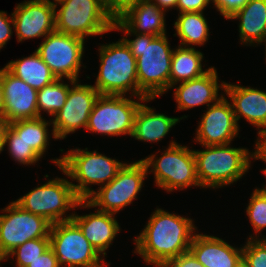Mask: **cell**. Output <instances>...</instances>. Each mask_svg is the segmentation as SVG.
<instances>
[{
	"mask_svg": "<svg viewBox=\"0 0 266 267\" xmlns=\"http://www.w3.org/2000/svg\"><path fill=\"white\" fill-rule=\"evenodd\" d=\"M242 258L250 267H266V238L259 239L257 234L249 237L242 247Z\"/></svg>",
	"mask_w": 266,
	"mask_h": 267,
	"instance_id": "obj_32",
	"label": "cell"
},
{
	"mask_svg": "<svg viewBox=\"0 0 266 267\" xmlns=\"http://www.w3.org/2000/svg\"><path fill=\"white\" fill-rule=\"evenodd\" d=\"M230 144L204 146L193 150L200 187L221 188L238 181L250 168V152Z\"/></svg>",
	"mask_w": 266,
	"mask_h": 267,
	"instance_id": "obj_5",
	"label": "cell"
},
{
	"mask_svg": "<svg viewBox=\"0 0 266 267\" xmlns=\"http://www.w3.org/2000/svg\"><path fill=\"white\" fill-rule=\"evenodd\" d=\"M49 238L60 267H104L103 257L73 220L52 224Z\"/></svg>",
	"mask_w": 266,
	"mask_h": 267,
	"instance_id": "obj_11",
	"label": "cell"
},
{
	"mask_svg": "<svg viewBox=\"0 0 266 267\" xmlns=\"http://www.w3.org/2000/svg\"><path fill=\"white\" fill-rule=\"evenodd\" d=\"M5 145L8 146L12 158L20 164L33 165L41 158L10 126L5 132L3 146Z\"/></svg>",
	"mask_w": 266,
	"mask_h": 267,
	"instance_id": "obj_30",
	"label": "cell"
},
{
	"mask_svg": "<svg viewBox=\"0 0 266 267\" xmlns=\"http://www.w3.org/2000/svg\"><path fill=\"white\" fill-rule=\"evenodd\" d=\"M196 229L191 218L157 208L134 239V252L141 255L147 264L164 267L173 258L189 251Z\"/></svg>",
	"mask_w": 266,
	"mask_h": 267,
	"instance_id": "obj_1",
	"label": "cell"
},
{
	"mask_svg": "<svg viewBox=\"0 0 266 267\" xmlns=\"http://www.w3.org/2000/svg\"><path fill=\"white\" fill-rule=\"evenodd\" d=\"M255 152L250 153V158L260 159L266 163V133H258V138L255 143ZM266 176V168L263 170Z\"/></svg>",
	"mask_w": 266,
	"mask_h": 267,
	"instance_id": "obj_39",
	"label": "cell"
},
{
	"mask_svg": "<svg viewBox=\"0 0 266 267\" xmlns=\"http://www.w3.org/2000/svg\"><path fill=\"white\" fill-rule=\"evenodd\" d=\"M184 117H168L163 113H155L153 108L141 104L138 108L131 137L140 141L158 142L164 138L170 129Z\"/></svg>",
	"mask_w": 266,
	"mask_h": 267,
	"instance_id": "obj_23",
	"label": "cell"
},
{
	"mask_svg": "<svg viewBox=\"0 0 266 267\" xmlns=\"http://www.w3.org/2000/svg\"><path fill=\"white\" fill-rule=\"evenodd\" d=\"M246 214L255 233H260L266 227V200L256 189L250 198Z\"/></svg>",
	"mask_w": 266,
	"mask_h": 267,
	"instance_id": "obj_33",
	"label": "cell"
},
{
	"mask_svg": "<svg viewBox=\"0 0 266 267\" xmlns=\"http://www.w3.org/2000/svg\"><path fill=\"white\" fill-rule=\"evenodd\" d=\"M85 39L54 31L36 49L57 79L78 81Z\"/></svg>",
	"mask_w": 266,
	"mask_h": 267,
	"instance_id": "obj_13",
	"label": "cell"
},
{
	"mask_svg": "<svg viewBox=\"0 0 266 267\" xmlns=\"http://www.w3.org/2000/svg\"><path fill=\"white\" fill-rule=\"evenodd\" d=\"M154 3L157 7L166 12L167 9L176 8L178 0H149Z\"/></svg>",
	"mask_w": 266,
	"mask_h": 267,
	"instance_id": "obj_41",
	"label": "cell"
},
{
	"mask_svg": "<svg viewBox=\"0 0 266 267\" xmlns=\"http://www.w3.org/2000/svg\"><path fill=\"white\" fill-rule=\"evenodd\" d=\"M235 267H250L247 262L242 258Z\"/></svg>",
	"mask_w": 266,
	"mask_h": 267,
	"instance_id": "obj_44",
	"label": "cell"
},
{
	"mask_svg": "<svg viewBox=\"0 0 266 267\" xmlns=\"http://www.w3.org/2000/svg\"><path fill=\"white\" fill-rule=\"evenodd\" d=\"M239 19L241 43H262L266 35V0H249L246 5L229 18Z\"/></svg>",
	"mask_w": 266,
	"mask_h": 267,
	"instance_id": "obj_24",
	"label": "cell"
},
{
	"mask_svg": "<svg viewBox=\"0 0 266 267\" xmlns=\"http://www.w3.org/2000/svg\"><path fill=\"white\" fill-rule=\"evenodd\" d=\"M212 0H178L176 9L179 13L203 12Z\"/></svg>",
	"mask_w": 266,
	"mask_h": 267,
	"instance_id": "obj_36",
	"label": "cell"
},
{
	"mask_svg": "<svg viewBox=\"0 0 266 267\" xmlns=\"http://www.w3.org/2000/svg\"><path fill=\"white\" fill-rule=\"evenodd\" d=\"M256 190L264 197V199L266 200V186L264 187L263 186V188L262 189H258V188H256Z\"/></svg>",
	"mask_w": 266,
	"mask_h": 267,
	"instance_id": "obj_45",
	"label": "cell"
},
{
	"mask_svg": "<svg viewBox=\"0 0 266 267\" xmlns=\"http://www.w3.org/2000/svg\"><path fill=\"white\" fill-rule=\"evenodd\" d=\"M3 86V117L8 123L38 118L37 90L15 77L5 67L0 69Z\"/></svg>",
	"mask_w": 266,
	"mask_h": 267,
	"instance_id": "obj_17",
	"label": "cell"
},
{
	"mask_svg": "<svg viewBox=\"0 0 266 267\" xmlns=\"http://www.w3.org/2000/svg\"><path fill=\"white\" fill-rule=\"evenodd\" d=\"M138 101L124 95H99L90 113L86 130L109 136L132 135L134 118L140 101L153 98H138Z\"/></svg>",
	"mask_w": 266,
	"mask_h": 267,
	"instance_id": "obj_10",
	"label": "cell"
},
{
	"mask_svg": "<svg viewBox=\"0 0 266 267\" xmlns=\"http://www.w3.org/2000/svg\"><path fill=\"white\" fill-rule=\"evenodd\" d=\"M224 92L232 101L237 122L242 116L258 133H266V92L230 83H225Z\"/></svg>",
	"mask_w": 266,
	"mask_h": 267,
	"instance_id": "obj_18",
	"label": "cell"
},
{
	"mask_svg": "<svg viewBox=\"0 0 266 267\" xmlns=\"http://www.w3.org/2000/svg\"><path fill=\"white\" fill-rule=\"evenodd\" d=\"M248 1L249 0H212L214 6L226 19L246 5Z\"/></svg>",
	"mask_w": 266,
	"mask_h": 267,
	"instance_id": "obj_34",
	"label": "cell"
},
{
	"mask_svg": "<svg viewBox=\"0 0 266 267\" xmlns=\"http://www.w3.org/2000/svg\"><path fill=\"white\" fill-rule=\"evenodd\" d=\"M262 42H265V43H266V35H265L264 40H263ZM265 46H266V44H265ZM265 48H266V47H265ZM265 51H266V50H265ZM265 55H266V52H265Z\"/></svg>",
	"mask_w": 266,
	"mask_h": 267,
	"instance_id": "obj_48",
	"label": "cell"
},
{
	"mask_svg": "<svg viewBox=\"0 0 266 267\" xmlns=\"http://www.w3.org/2000/svg\"><path fill=\"white\" fill-rule=\"evenodd\" d=\"M0 215V257L7 255L28 240L49 238L51 223L36 214L23 210L14 201Z\"/></svg>",
	"mask_w": 266,
	"mask_h": 267,
	"instance_id": "obj_12",
	"label": "cell"
},
{
	"mask_svg": "<svg viewBox=\"0 0 266 267\" xmlns=\"http://www.w3.org/2000/svg\"><path fill=\"white\" fill-rule=\"evenodd\" d=\"M4 111V95H3V86L0 79V116H3Z\"/></svg>",
	"mask_w": 266,
	"mask_h": 267,
	"instance_id": "obj_43",
	"label": "cell"
},
{
	"mask_svg": "<svg viewBox=\"0 0 266 267\" xmlns=\"http://www.w3.org/2000/svg\"><path fill=\"white\" fill-rule=\"evenodd\" d=\"M116 17L131 33L154 36L166 34L165 11L149 0L137 1L127 5Z\"/></svg>",
	"mask_w": 266,
	"mask_h": 267,
	"instance_id": "obj_21",
	"label": "cell"
},
{
	"mask_svg": "<svg viewBox=\"0 0 266 267\" xmlns=\"http://www.w3.org/2000/svg\"><path fill=\"white\" fill-rule=\"evenodd\" d=\"M27 267H60L58 265L57 258L54 251L49 247L43 252L38 258L32 263L28 264Z\"/></svg>",
	"mask_w": 266,
	"mask_h": 267,
	"instance_id": "obj_38",
	"label": "cell"
},
{
	"mask_svg": "<svg viewBox=\"0 0 266 267\" xmlns=\"http://www.w3.org/2000/svg\"><path fill=\"white\" fill-rule=\"evenodd\" d=\"M203 53L194 47L178 46L173 50L171 60V71L169 80V89L178 82H185L198 78L209 71L202 69Z\"/></svg>",
	"mask_w": 266,
	"mask_h": 267,
	"instance_id": "obj_26",
	"label": "cell"
},
{
	"mask_svg": "<svg viewBox=\"0 0 266 267\" xmlns=\"http://www.w3.org/2000/svg\"><path fill=\"white\" fill-rule=\"evenodd\" d=\"M51 123V120L46 122L43 117H38L15 121L9 126L42 158L49 146L48 126Z\"/></svg>",
	"mask_w": 266,
	"mask_h": 267,
	"instance_id": "obj_28",
	"label": "cell"
},
{
	"mask_svg": "<svg viewBox=\"0 0 266 267\" xmlns=\"http://www.w3.org/2000/svg\"><path fill=\"white\" fill-rule=\"evenodd\" d=\"M164 267H204L190 252L180 254L170 260Z\"/></svg>",
	"mask_w": 266,
	"mask_h": 267,
	"instance_id": "obj_37",
	"label": "cell"
},
{
	"mask_svg": "<svg viewBox=\"0 0 266 267\" xmlns=\"http://www.w3.org/2000/svg\"><path fill=\"white\" fill-rule=\"evenodd\" d=\"M148 173L141 160L125 163L111 182L99 187L86 200H80L76 207H100L98 210L116 214L137 199Z\"/></svg>",
	"mask_w": 266,
	"mask_h": 267,
	"instance_id": "obj_8",
	"label": "cell"
},
{
	"mask_svg": "<svg viewBox=\"0 0 266 267\" xmlns=\"http://www.w3.org/2000/svg\"><path fill=\"white\" fill-rule=\"evenodd\" d=\"M5 68L37 91L57 79L36 50L28 57L8 62Z\"/></svg>",
	"mask_w": 266,
	"mask_h": 267,
	"instance_id": "obj_25",
	"label": "cell"
},
{
	"mask_svg": "<svg viewBox=\"0 0 266 267\" xmlns=\"http://www.w3.org/2000/svg\"><path fill=\"white\" fill-rule=\"evenodd\" d=\"M189 251L204 267H235L242 259V248L206 234L194 233Z\"/></svg>",
	"mask_w": 266,
	"mask_h": 267,
	"instance_id": "obj_20",
	"label": "cell"
},
{
	"mask_svg": "<svg viewBox=\"0 0 266 267\" xmlns=\"http://www.w3.org/2000/svg\"><path fill=\"white\" fill-rule=\"evenodd\" d=\"M40 1L52 2V1H50V0H40ZM54 1H55V2H54ZM59 1H61V0H53L52 3L54 4V3H57V2H59Z\"/></svg>",
	"mask_w": 266,
	"mask_h": 267,
	"instance_id": "obj_46",
	"label": "cell"
},
{
	"mask_svg": "<svg viewBox=\"0 0 266 267\" xmlns=\"http://www.w3.org/2000/svg\"><path fill=\"white\" fill-rule=\"evenodd\" d=\"M96 211V213L83 216L74 213L72 220L79 226L84 237L96 251L105 257L106 250L120 231V226L114 218L115 214L98 209Z\"/></svg>",
	"mask_w": 266,
	"mask_h": 267,
	"instance_id": "obj_22",
	"label": "cell"
},
{
	"mask_svg": "<svg viewBox=\"0 0 266 267\" xmlns=\"http://www.w3.org/2000/svg\"><path fill=\"white\" fill-rule=\"evenodd\" d=\"M5 260L7 261L8 258H6V257H0V262H1V261H5ZM0 267H1V266H0Z\"/></svg>",
	"mask_w": 266,
	"mask_h": 267,
	"instance_id": "obj_47",
	"label": "cell"
},
{
	"mask_svg": "<svg viewBox=\"0 0 266 267\" xmlns=\"http://www.w3.org/2000/svg\"><path fill=\"white\" fill-rule=\"evenodd\" d=\"M137 1H144V0H106V3L111 12L116 16L127 5Z\"/></svg>",
	"mask_w": 266,
	"mask_h": 267,
	"instance_id": "obj_40",
	"label": "cell"
},
{
	"mask_svg": "<svg viewBox=\"0 0 266 267\" xmlns=\"http://www.w3.org/2000/svg\"><path fill=\"white\" fill-rule=\"evenodd\" d=\"M12 26L14 27L12 14L8 18L7 12L0 11V50L6 45L12 35Z\"/></svg>",
	"mask_w": 266,
	"mask_h": 267,
	"instance_id": "obj_35",
	"label": "cell"
},
{
	"mask_svg": "<svg viewBox=\"0 0 266 267\" xmlns=\"http://www.w3.org/2000/svg\"><path fill=\"white\" fill-rule=\"evenodd\" d=\"M69 89L65 104L52 118V135L56 139H64L81 127L86 129L89 116L100 93L93 85L78 84L69 80Z\"/></svg>",
	"mask_w": 266,
	"mask_h": 267,
	"instance_id": "obj_14",
	"label": "cell"
},
{
	"mask_svg": "<svg viewBox=\"0 0 266 267\" xmlns=\"http://www.w3.org/2000/svg\"><path fill=\"white\" fill-rule=\"evenodd\" d=\"M174 28L182 47L202 46L209 37V26L203 12L179 13Z\"/></svg>",
	"mask_w": 266,
	"mask_h": 267,
	"instance_id": "obj_27",
	"label": "cell"
},
{
	"mask_svg": "<svg viewBox=\"0 0 266 267\" xmlns=\"http://www.w3.org/2000/svg\"><path fill=\"white\" fill-rule=\"evenodd\" d=\"M8 126L9 123L7 122V120L3 116H0V153L4 150L3 143L5 138V132Z\"/></svg>",
	"mask_w": 266,
	"mask_h": 267,
	"instance_id": "obj_42",
	"label": "cell"
},
{
	"mask_svg": "<svg viewBox=\"0 0 266 267\" xmlns=\"http://www.w3.org/2000/svg\"><path fill=\"white\" fill-rule=\"evenodd\" d=\"M239 125L232 105L222 96L208 106L196 130V141L202 146L230 144L238 135Z\"/></svg>",
	"mask_w": 266,
	"mask_h": 267,
	"instance_id": "obj_15",
	"label": "cell"
},
{
	"mask_svg": "<svg viewBox=\"0 0 266 267\" xmlns=\"http://www.w3.org/2000/svg\"><path fill=\"white\" fill-rule=\"evenodd\" d=\"M55 10V31L85 39L113 31L115 15L106 0H61Z\"/></svg>",
	"mask_w": 266,
	"mask_h": 267,
	"instance_id": "obj_6",
	"label": "cell"
},
{
	"mask_svg": "<svg viewBox=\"0 0 266 267\" xmlns=\"http://www.w3.org/2000/svg\"><path fill=\"white\" fill-rule=\"evenodd\" d=\"M62 80L56 79L41 90H38L37 111L39 117H43L41 116L42 111L47 112L50 116H54L65 104L70 85L65 84Z\"/></svg>",
	"mask_w": 266,
	"mask_h": 267,
	"instance_id": "obj_29",
	"label": "cell"
},
{
	"mask_svg": "<svg viewBox=\"0 0 266 267\" xmlns=\"http://www.w3.org/2000/svg\"><path fill=\"white\" fill-rule=\"evenodd\" d=\"M149 155L141 161L147 171L154 173L155 183L167 192L200 186L197 177L196 159L193 150L171 141L161 157Z\"/></svg>",
	"mask_w": 266,
	"mask_h": 267,
	"instance_id": "obj_7",
	"label": "cell"
},
{
	"mask_svg": "<svg viewBox=\"0 0 266 267\" xmlns=\"http://www.w3.org/2000/svg\"><path fill=\"white\" fill-rule=\"evenodd\" d=\"M51 161L66 176L71 177L72 181H77L78 184L72 182L71 184L81 200H86L94 192L89 187L90 185L98 184L101 187L108 184L125 164L97 153V151H88L87 148L85 150L71 149L64 156Z\"/></svg>",
	"mask_w": 266,
	"mask_h": 267,
	"instance_id": "obj_4",
	"label": "cell"
},
{
	"mask_svg": "<svg viewBox=\"0 0 266 267\" xmlns=\"http://www.w3.org/2000/svg\"><path fill=\"white\" fill-rule=\"evenodd\" d=\"M100 69L93 86L101 95L148 98L138 87L136 58L123 39L99 47Z\"/></svg>",
	"mask_w": 266,
	"mask_h": 267,
	"instance_id": "obj_3",
	"label": "cell"
},
{
	"mask_svg": "<svg viewBox=\"0 0 266 267\" xmlns=\"http://www.w3.org/2000/svg\"><path fill=\"white\" fill-rule=\"evenodd\" d=\"M50 247V238L28 240L12 250L6 258L16 255L17 267H27Z\"/></svg>",
	"mask_w": 266,
	"mask_h": 267,
	"instance_id": "obj_31",
	"label": "cell"
},
{
	"mask_svg": "<svg viewBox=\"0 0 266 267\" xmlns=\"http://www.w3.org/2000/svg\"><path fill=\"white\" fill-rule=\"evenodd\" d=\"M225 83L218 84V74L212 66L204 75L181 82L178 87L174 88L177 110L191 109L204 104L208 107L210 103H216L223 96L222 94L218 97V91L220 88L224 90Z\"/></svg>",
	"mask_w": 266,
	"mask_h": 267,
	"instance_id": "obj_19",
	"label": "cell"
},
{
	"mask_svg": "<svg viewBox=\"0 0 266 267\" xmlns=\"http://www.w3.org/2000/svg\"><path fill=\"white\" fill-rule=\"evenodd\" d=\"M81 199L76 195L70 181L62 178L49 180L14 201L23 210L47 219L51 224L72 220L73 213Z\"/></svg>",
	"mask_w": 266,
	"mask_h": 267,
	"instance_id": "obj_9",
	"label": "cell"
},
{
	"mask_svg": "<svg viewBox=\"0 0 266 267\" xmlns=\"http://www.w3.org/2000/svg\"><path fill=\"white\" fill-rule=\"evenodd\" d=\"M55 10L52 2L29 0L17 4L12 13L18 42L46 37L55 31Z\"/></svg>",
	"mask_w": 266,
	"mask_h": 267,
	"instance_id": "obj_16",
	"label": "cell"
},
{
	"mask_svg": "<svg viewBox=\"0 0 266 267\" xmlns=\"http://www.w3.org/2000/svg\"><path fill=\"white\" fill-rule=\"evenodd\" d=\"M123 31L125 35H135L134 40L122 37L136 58L139 89L148 97L155 99L169 90L171 60L166 34L154 36L137 34L131 31L115 16L113 31Z\"/></svg>",
	"mask_w": 266,
	"mask_h": 267,
	"instance_id": "obj_2",
	"label": "cell"
}]
</instances>
